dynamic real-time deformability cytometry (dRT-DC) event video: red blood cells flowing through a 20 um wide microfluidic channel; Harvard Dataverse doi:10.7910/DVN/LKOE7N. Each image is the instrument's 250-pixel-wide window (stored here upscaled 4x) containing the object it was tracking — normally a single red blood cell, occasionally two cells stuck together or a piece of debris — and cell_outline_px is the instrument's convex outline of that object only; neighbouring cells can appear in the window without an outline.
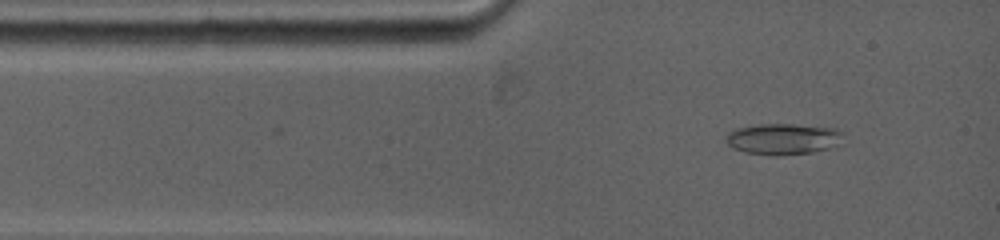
{"species": "common noctule bat (a hibernating species)", "species_latin": "Nyctalus noctula", "temperature_condition": "warm", "stored_images_in_passage": 41, "camera_frame_rate_fps": 5000, "um_per_image_px": 0.085, "animal": {"sex": "female", "body_mass_g": 19.0, "forearm_length_mm": 53.3}, "frame": {"image": 1, "passage_image": 2, "time_ms": 0.6, "image_size_px": [1000, 240], "cell_outline_px": [[844, 144], [812, 152], [776, 156], [772, 156], [744, 152], [732, 148], [724, 140], [724, 136], [728, 132], [736, 128], [760, 124], [796, 124], [836, 128], [844, 132]], "centroid_in_image_um": [66.59, 11.81], "position_along_channel_um": 18.4, "area_um2": 21.85}}
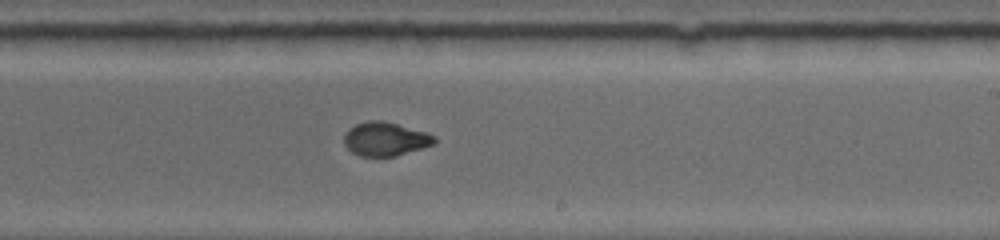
{"frame": {"image": 2, "passage_image": 23, "time_ms": 7.2, "image_size_px": [1000, 240], "cell_outline_px": [[436, 144], [396, 156], [360, 156], [352, 152], [344, 144], [344, 136], [348, 128], [356, 124], [368, 120], [384, 120], [428, 132], [436, 136]], "centroid_in_image_um": [32.78, 11.8], "position_along_channel_um": 256.2, "area_um2": 18.03}}
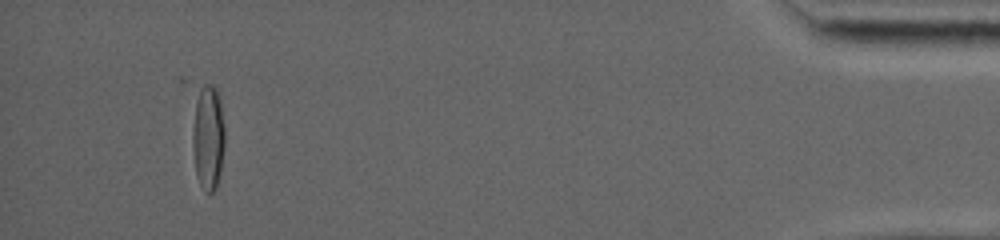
{"frame": {"image": 3, "passage_image": 41, "time_ms": 13.8, "image_size_px": [1000, 240], "cell_outline_px": [[224, 148], [220, 172], [216, 188], [212, 192], [208, 192], [200, 184], [196, 176], [192, 144], [192, 140], [196, 104], [200, 88], [204, 84], [212, 84], [220, 92], [224, 128]], "centroid_in_image_um": [17.71, 11.65], "position_along_channel_um": 417.5, "area_um2": 19.65}}